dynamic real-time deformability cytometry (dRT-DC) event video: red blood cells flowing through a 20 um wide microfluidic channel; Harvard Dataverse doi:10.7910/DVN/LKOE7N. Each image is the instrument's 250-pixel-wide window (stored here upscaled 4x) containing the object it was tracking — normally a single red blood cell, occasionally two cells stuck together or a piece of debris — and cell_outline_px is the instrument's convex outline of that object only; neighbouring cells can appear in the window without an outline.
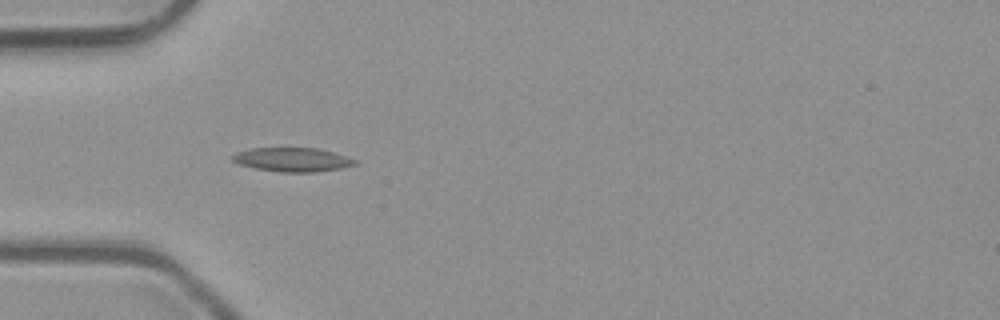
{"species": "common noctule bat (a hibernating species)", "species_latin": "Nyctalus noctula", "temperature_condition": "room temperature", "stored_images_in_passage": 25, "camera_frame_rate_fps": 3000, "um_per_image_px": 0.085, "animal": {"sex": "male", "body_mass_g": 23.1, "forearm_length_mm": 52.7}, "frame": {"image": 1, "passage_image": 4, "time_ms": 1.0, "image_size_px": [1000, 320], "cell_outline_px": [[356, 164], [340, 168], [312, 172], [280, 172], [256, 168], [240, 164], [232, 160], [232, 156], [236, 152], [252, 148], [316, 148], [332, 152], [356, 160]], "centroid_in_image_um": [24.82, 13.56], "position_along_channel_um": 60.2, "area_um2": 16.76}}